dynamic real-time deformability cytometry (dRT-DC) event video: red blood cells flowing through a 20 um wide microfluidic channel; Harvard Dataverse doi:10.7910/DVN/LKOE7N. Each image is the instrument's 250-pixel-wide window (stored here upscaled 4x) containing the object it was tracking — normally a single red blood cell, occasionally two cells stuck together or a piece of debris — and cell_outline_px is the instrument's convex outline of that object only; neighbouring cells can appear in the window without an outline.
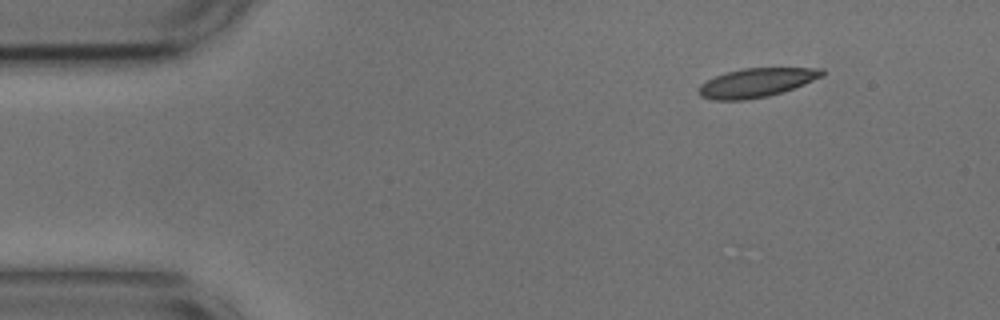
{"species": "common noctule bat (a hibernating species)", "species_latin": "Nyctalus noctula", "temperature_condition": "cold", "stored_images_in_passage": 2, "camera_frame_rate_fps": 3000, "um_per_image_px": 0.085, "animal": {"sex": "male", "body_mass_g": 17.9, "forearm_length_mm": 54.2}, "frame": {"image": 1, "passage_image": 2, "time_ms": 0.333, "image_size_px": [1000, 320], "cell_outline_px": [[824, 76], [804, 84], [768, 96], [744, 100], [712, 100], [700, 96], [696, 92], [700, 84], [716, 76], [728, 72], [744, 68], [824, 68]], "centroid_in_image_um": [64.28, 7.03], "position_along_channel_um": 20.7, "area_um2": 20.69}}